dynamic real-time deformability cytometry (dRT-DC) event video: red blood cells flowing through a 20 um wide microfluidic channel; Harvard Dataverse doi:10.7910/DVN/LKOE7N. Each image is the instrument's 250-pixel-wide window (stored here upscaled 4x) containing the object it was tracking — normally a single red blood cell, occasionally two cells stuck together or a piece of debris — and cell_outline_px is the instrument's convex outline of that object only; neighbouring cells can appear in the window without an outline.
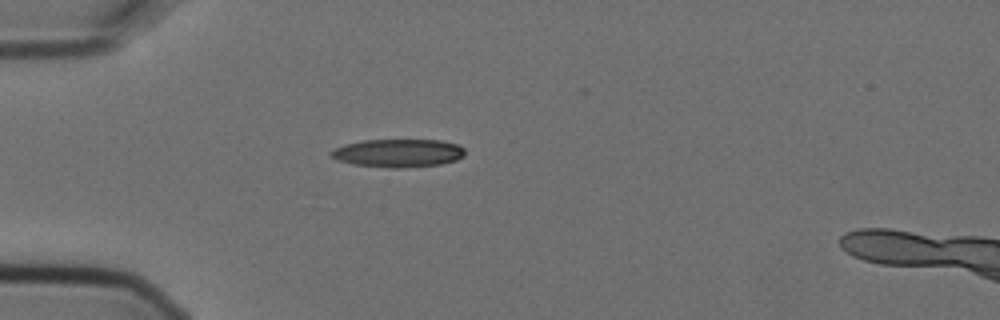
{"species": "Egyptian fruit bat (a non-hibernating species)", "species_latin": "Rousettus aegyptiacus", "temperature_condition": "cold", "stored_images_in_passage": 5, "camera_frame_rate_fps": 3000, "um_per_image_px": 0.085, "animal": {"sex": "female"}, "frame": {"image": 1, "passage_image": 4, "time_ms": 1.0, "image_size_px": [1000, 320], "cell_outline_px": [[464, 156], [456, 160], [440, 164], [400, 168], [392, 168], [352, 164], [336, 160], [328, 152], [332, 148], [344, 144], [364, 140], [440, 140], [460, 144], [464, 148]], "centroid_in_image_um": [33.82, 13.0], "position_along_channel_um": 51.2, "area_um2": 22.14}}